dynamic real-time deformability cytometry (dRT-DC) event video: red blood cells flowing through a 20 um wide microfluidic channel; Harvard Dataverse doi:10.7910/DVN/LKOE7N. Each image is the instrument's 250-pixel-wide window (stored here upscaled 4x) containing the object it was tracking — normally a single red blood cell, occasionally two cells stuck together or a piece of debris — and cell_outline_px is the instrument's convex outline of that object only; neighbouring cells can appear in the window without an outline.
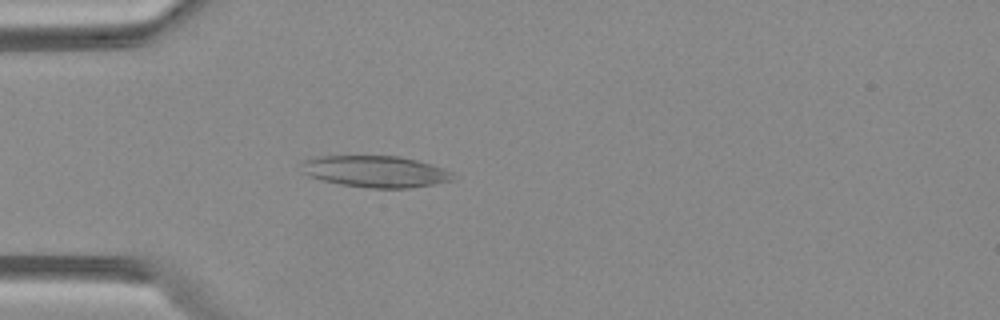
{"species": "Egyptian fruit bat (a non-hibernating species)", "species_latin": "Rousettus aegyptiacus", "temperature_condition": "warm", "stored_images_in_passage": 4, "camera_frame_rate_fps": 3000, "um_per_image_px": 0.085, "animal": {"sex": "female"}, "frame": {"image": 1, "passage_image": 4, "time_ms": 1.0, "image_size_px": [1000, 320], "cell_outline_px": [[452, 180], [432, 184], [408, 188], [372, 188], [340, 184], [308, 176], [304, 172], [300, 164], [304, 160], [320, 156], [400, 156], [432, 164], [444, 168], [452, 172]], "centroid_in_image_um": [31.91, 14.57], "position_along_channel_um": 53.1, "area_um2": 27.63}}